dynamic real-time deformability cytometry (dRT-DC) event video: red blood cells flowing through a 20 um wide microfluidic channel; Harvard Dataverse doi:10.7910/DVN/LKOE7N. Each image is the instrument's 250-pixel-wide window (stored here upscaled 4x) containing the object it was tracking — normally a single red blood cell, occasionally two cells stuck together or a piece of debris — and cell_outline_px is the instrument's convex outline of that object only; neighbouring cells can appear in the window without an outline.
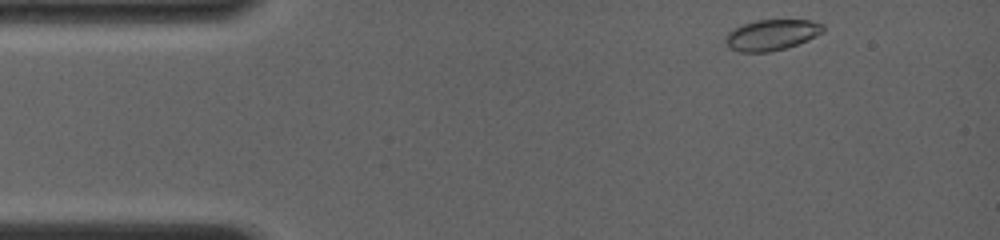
{"species": "common noctule bat (a hibernating species)", "species_latin": "Nyctalus noctula", "temperature_condition": "room temperature", "stored_images_in_passage": 5, "camera_frame_rate_fps": 4000, "um_per_image_px": 0.085, "animal": {"sex": "female", "body_mass_g": 19.0, "forearm_length_mm": 56.7}, "frame": {"image": 1, "passage_image": 1, "time_ms": 0.0, "image_size_px": [1000, 240], "cell_outline_px": [[824, 32], [808, 40], [784, 48], [768, 52], [740, 52], [728, 48], [724, 40], [724, 36], [728, 32], [744, 24], [756, 20], [808, 20], [824, 24]], "centroid_in_image_um": [65.57, 2.97], "position_along_channel_um": 19.4, "area_um2": 17.51}}